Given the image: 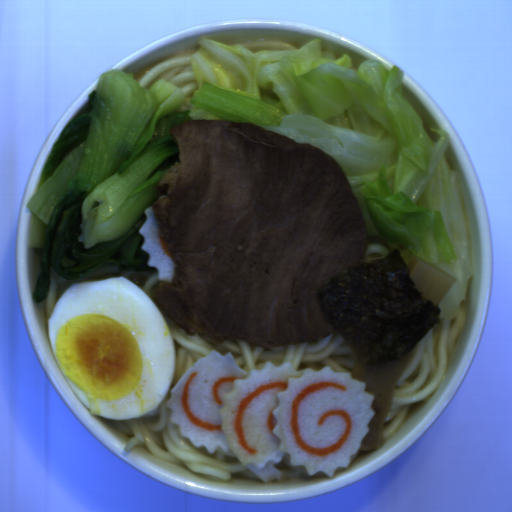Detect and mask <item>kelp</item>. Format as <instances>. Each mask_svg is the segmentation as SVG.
<instances>
[{
    "instance_id": "kelp-1",
    "label": "kelp",
    "mask_w": 512,
    "mask_h": 512,
    "mask_svg": "<svg viewBox=\"0 0 512 512\" xmlns=\"http://www.w3.org/2000/svg\"><path fill=\"white\" fill-rule=\"evenodd\" d=\"M400 249L338 271L315 288L323 315L365 365L402 359L442 322L410 278Z\"/></svg>"
}]
</instances>
